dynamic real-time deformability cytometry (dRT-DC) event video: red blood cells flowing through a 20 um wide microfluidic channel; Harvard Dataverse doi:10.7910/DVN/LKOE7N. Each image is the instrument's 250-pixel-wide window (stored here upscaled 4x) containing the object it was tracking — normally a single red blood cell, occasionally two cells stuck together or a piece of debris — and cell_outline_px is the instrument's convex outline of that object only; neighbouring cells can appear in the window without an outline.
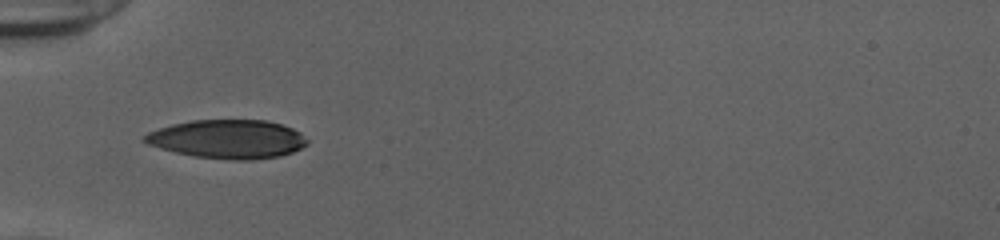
{"species": "human", "species_latin": "Homo sapiens", "temperature_condition": "cold", "stored_images_in_passage": 14, "camera_frame_rate_fps": 3000, "um_per_image_px": 0.085, "donor": {"sex": "female"}, "frame": {"image": 1, "passage_image": 1, "time_ms": 0.0, "image_size_px": [1000, 240], "cell_outline_px": [[308, 144], [292, 152], [280, 156], [252, 160], [232, 160], [192, 156], [160, 148], [148, 144], [140, 140], [148, 132], [172, 124], [192, 120], [264, 120], [280, 124], [292, 128], [300, 132], [308, 140]], "centroid_in_image_um": [19.35, 11.83], "position_along_channel_um": 65.7, "area_um2": 36.7}}
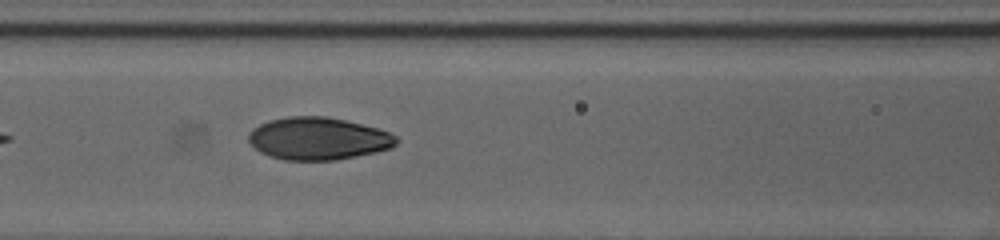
{"frame": {"image": 2, "passage_image": 7, "time_ms": 2.0, "image_size_px": [1000, 240], "cell_outline_px": [[400, 140], [392, 148], [376, 152], [336, 160], [284, 160], [268, 156], [260, 152], [248, 140], [248, 132], [252, 128], [268, 120], [288, 116], [324, 116], [344, 120], [376, 128], [388, 132], [396, 136]], "centroid_in_image_um": [27.02, 11.78], "position_along_channel_um": 139.6, "area_um2": 36.65}}
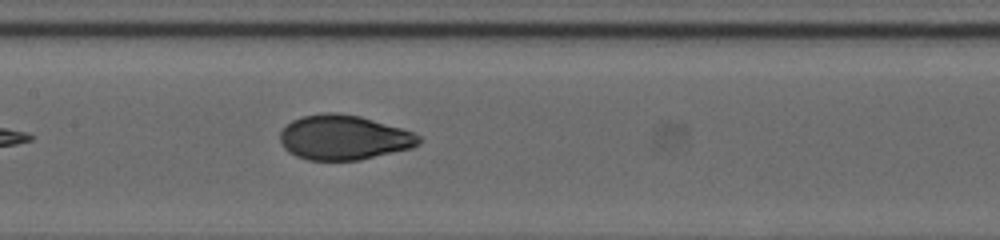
{"frame": {"image": 3, "passage_image": 10, "time_ms": 3.0, "image_size_px": [1000, 240], "cell_outline_px": [[424, 140], [420, 144], [412, 148], [360, 160], [308, 160], [296, 156], [288, 152], [280, 144], [280, 132], [292, 120], [300, 116], [324, 112], [336, 112], [360, 116], [400, 128], [412, 132], [420, 136]], "centroid_in_image_um": [29.21, 11.69], "position_along_channel_um": 178.2, "area_um2": 36.41}}